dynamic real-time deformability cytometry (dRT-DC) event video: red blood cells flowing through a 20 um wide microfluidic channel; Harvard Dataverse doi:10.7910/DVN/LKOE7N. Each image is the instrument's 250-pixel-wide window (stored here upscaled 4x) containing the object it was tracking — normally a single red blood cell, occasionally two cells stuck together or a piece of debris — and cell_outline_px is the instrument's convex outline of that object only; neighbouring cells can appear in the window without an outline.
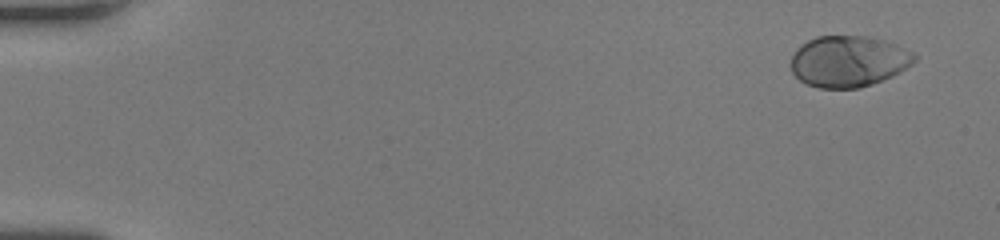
{"species": "human", "species_latin": "Homo sapiens", "temperature_condition": "room temperature", "stored_images_in_passage": 63, "camera_frame_rate_fps": 3000, "um_per_image_px": 0.085, "donor": {"sex": "female"}, "frame": {"image": 1, "passage_image": 4, "time_ms": 1.0, "image_size_px": [1000, 240], "cell_outline_px": [[916, 60], [912, 64], [892, 76], [872, 84], [856, 88], [820, 88], [804, 84], [792, 72], [788, 64], [796, 48], [808, 40], [816, 36], [864, 36], [884, 40], [896, 44], [912, 52], [916, 56]], "centroid_in_image_um": [72.08, 5.21], "position_along_channel_um": 12.9, "area_um2": 36.99}}
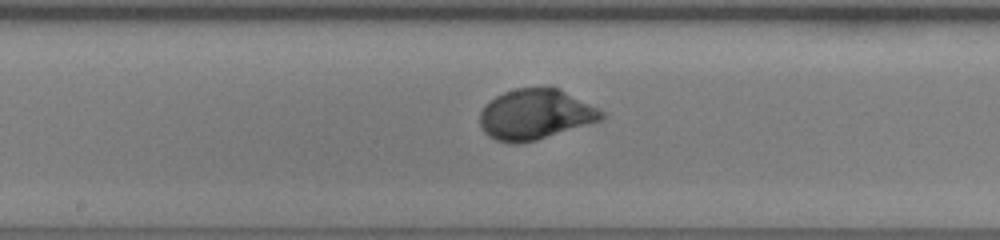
{"frame": {"image": 2, "passage_image": 35, "time_ms": 11.333, "image_size_px": [1000, 240], "cell_outline_px": [[608, 116], [604, 120], [536, 140], [516, 144], [508, 144], [496, 140], [488, 136], [484, 132], [480, 124], [480, 112], [484, 104], [496, 96], [504, 92], [516, 88], [556, 88], [604, 112]], "centroid_in_image_um": [45.47, 9.76], "position_along_channel_um": 202.7, "area_um2": 35.55}}
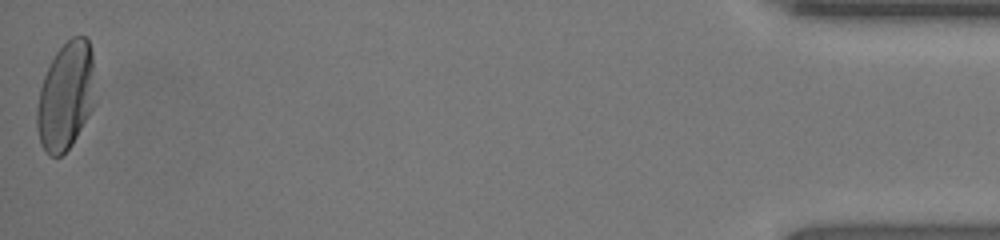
{"frame": {"image": 3, "passage_image": 63, "time_ms": 20.667, "image_size_px": [1000, 240], "cell_outline_px": [[96, 104], [72, 144], [60, 156], [48, 156], [40, 144], [36, 124], [36, 108], [40, 88], [44, 76], [56, 52], [72, 36], [84, 36], [88, 40], [92, 52]], "centroid_in_image_um": [5.6, 8.19], "position_along_channel_um": 429.6, "area_um2": 36.93}}